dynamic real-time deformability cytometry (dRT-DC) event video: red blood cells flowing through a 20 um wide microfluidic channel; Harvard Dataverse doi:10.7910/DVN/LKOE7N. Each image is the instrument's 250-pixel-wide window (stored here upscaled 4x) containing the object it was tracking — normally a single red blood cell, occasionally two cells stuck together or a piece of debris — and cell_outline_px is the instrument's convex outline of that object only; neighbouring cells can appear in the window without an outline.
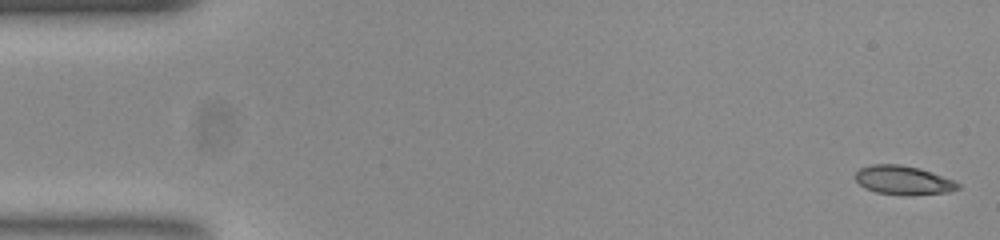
{"species": "common noctule bat (a hibernating species)", "species_latin": "Nyctalus noctula", "temperature_condition": "room temperature", "stored_images_in_passage": 53, "segment_of_instrument_passage": [1, 2], "camera_frame_rate_fps": 3000, "um_per_image_px": 0.085, "animal": {"sex": "female", "body_mass_g": 23.0, "forearm_length_mm": 53.4}, "frame": {"image": 1, "passage_image": 1, "time_ms": 0.0, "image_size_px": [1000, 240], "cell_outline_px": [[960, 188], [948, 192], [908, 196], [876, 192], [864, 188], [852, 176], [860, 168], [872, 164], [900, 164], [920, 168], [932, 172], [952, 180], [960, 184]], "centroid_in_image_um": [76.75, 15.32], "position_along_channel_um": 8.2, "area_um2": 17.46}}
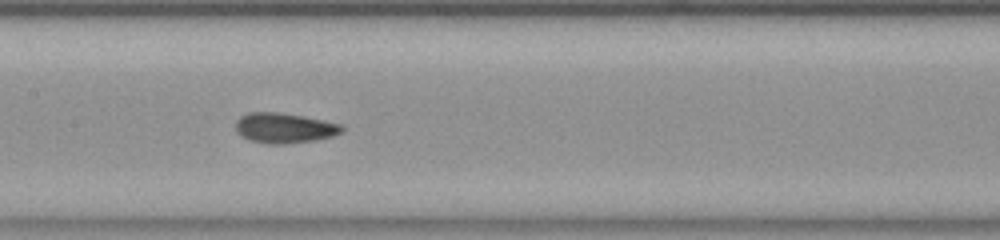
{"frame": {"image": 2, "passage_image": 25, "time_ms": 8.0, "image_size_px": [1000, 240], "cell_outline_px": [[344, 128], [340, 132], [332, 136], [312, 140], [280, 144], [272, 144], [252, 140], [244, 136], [236, 128], [236, 120], [240, 116], [248, 112], [280, 112], [304, 116], [340, 124]], "centroid_in_image_um": [24.16, 10.85], "position_along_channel_um": 183.2, "area_um2": 18.21}}
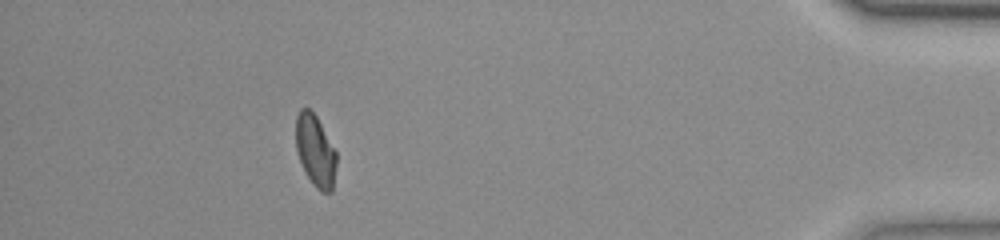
{"frame": {"image": 3, "passage_image": 47, "time_ms": 15.333, "image_size_px": [1000, 240], "cell_outline_px": [[336, 164], [332, 192], [320, 192], [316, 188], [308, 176], [300, 160], [296, 148], [296, 116], [300, 108], [308, 108], [316, 116], [336, 152]], "centroid_in_image_um": [26.8, 12.81], "position_along_channel_um": 408.4, "area_um2": 16.65}}